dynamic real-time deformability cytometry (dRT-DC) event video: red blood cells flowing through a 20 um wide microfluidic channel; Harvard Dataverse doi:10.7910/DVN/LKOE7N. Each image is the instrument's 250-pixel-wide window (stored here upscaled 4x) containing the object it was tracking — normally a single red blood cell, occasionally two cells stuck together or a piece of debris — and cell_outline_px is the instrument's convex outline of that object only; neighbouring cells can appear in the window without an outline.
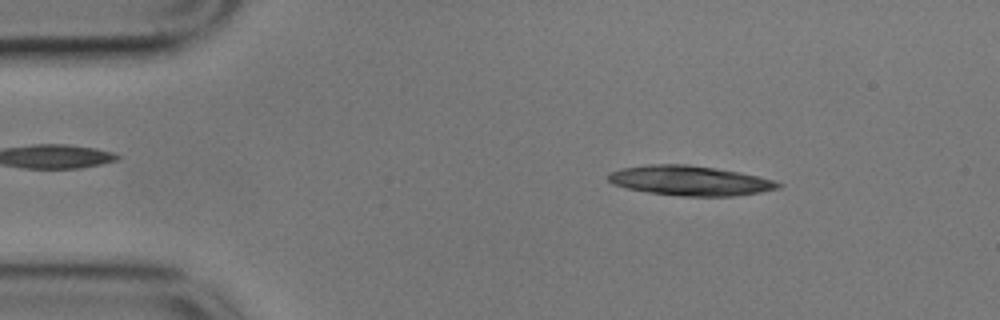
{"species": "common noctule bat (a hibernating species)", "species_latin": "Nyctalus noctula", "temperature_condition": "cold", "stored_images_in_passage": 40, "camera_frame_rate_fps": 3000, "um_per_image_px": 0.085, "animal": {"sex": "male", "body_mass_g": 17.9}, "frame": {"image": 1, "passage_image": 7, "time_ms": 2.0, "image_size_px": [1000, 320], "cell_outline_px": [[784, 184], [780, 188], [760, 192], [736, 196], [680, 196], [648, 192], [624, 188], [612, 184], [608, 180], [608, 172], [620, 168], [648, 164], [688, 164], [716, 168], [740, 172], [772, 180]], "centroid_in_image_um": [58.6, 15.35], "position_along_channel_um": 26.4, "area_um2": 29.71}}